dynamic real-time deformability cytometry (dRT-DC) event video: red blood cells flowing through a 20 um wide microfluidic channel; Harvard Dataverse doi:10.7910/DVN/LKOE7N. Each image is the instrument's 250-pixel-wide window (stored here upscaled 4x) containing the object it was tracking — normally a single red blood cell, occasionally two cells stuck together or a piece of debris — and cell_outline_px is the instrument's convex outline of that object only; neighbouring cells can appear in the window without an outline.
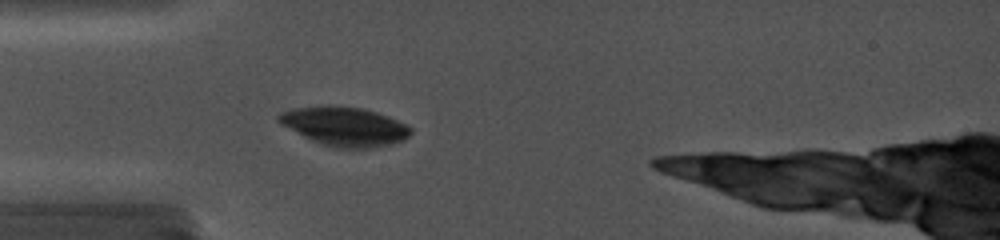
{"species": "common noctule bat (a hibernating species)", "species_latin": "Nyctalus noctula", "temperature_condition": "cold", "stored_images_in_passage": 12, "camera_frame_rate_fps": 5000, "um_per_image_px": 0.085, "animal": {"sex": "female", "body_mass_g": 19.0, "forearm_length_mm": 56.7}, "frame": {"image": 1, "passage_image": 3, "time_ms": 1.6, "image_size_px": [1000, 240], "cell_outline_px": [[412, 132], [404, 140], [392, 144], [372, 148], [336, 148], [312, 140], [280, 124], [276, 120], [276, 116], [280, 112], [292, 108], [324, 104], [332, 104], [364, 108], [388, 116], [408, 124], [412, 128]], "centroid_in_image_um": [29.29, 10.71], "position_along_channel_um": 55.7, "area_um2": 30.52}}
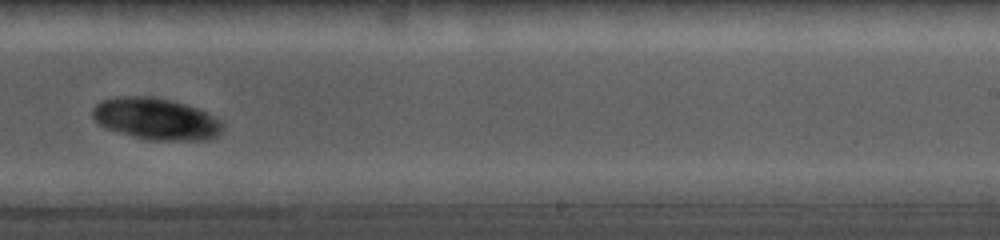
{"frame": {"image": 2, "passage_image": 10, "time_ms": 7.6, "image_size_px": [1000, 240], "cell_outline_px": [[220, 132], [216, 136], [208, 140], [148, 140], [120, 132], [108, 128], [100, 124], [92, 116], [92, 112], [96, 104], [104, 100], [116, 96], [152, 96], [200, 108], [220, 120]], "centroid_in_image_um": [13.26, 10.1], "position_along_channel_um": 275.7, "area_um2": 31.21}}
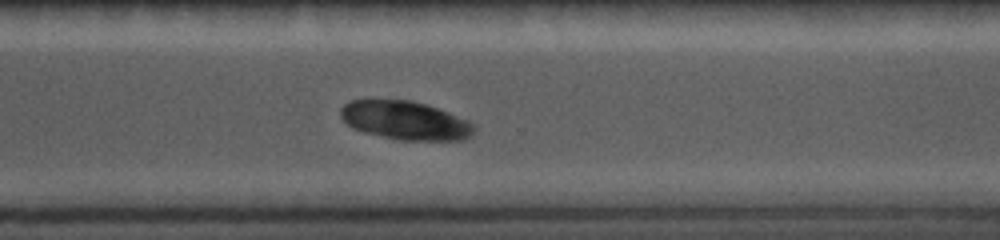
{"frame": {"image": 3, "passage_image": 12, "time_ms": 9.2, "image_size_px": [1000, 240], "cell_outline_px": [[476, 128], [464, 140], [400, 140], [364, 132], [352, 128], [340, 116], [340, 108], [348, 100], [364, 96], [412, 100], [448, 112], [468, 120]], "centroid_in_image_um": [34.34, 10.18], "position_along_channel_um": 336.3, "area_um2": 30.75}}